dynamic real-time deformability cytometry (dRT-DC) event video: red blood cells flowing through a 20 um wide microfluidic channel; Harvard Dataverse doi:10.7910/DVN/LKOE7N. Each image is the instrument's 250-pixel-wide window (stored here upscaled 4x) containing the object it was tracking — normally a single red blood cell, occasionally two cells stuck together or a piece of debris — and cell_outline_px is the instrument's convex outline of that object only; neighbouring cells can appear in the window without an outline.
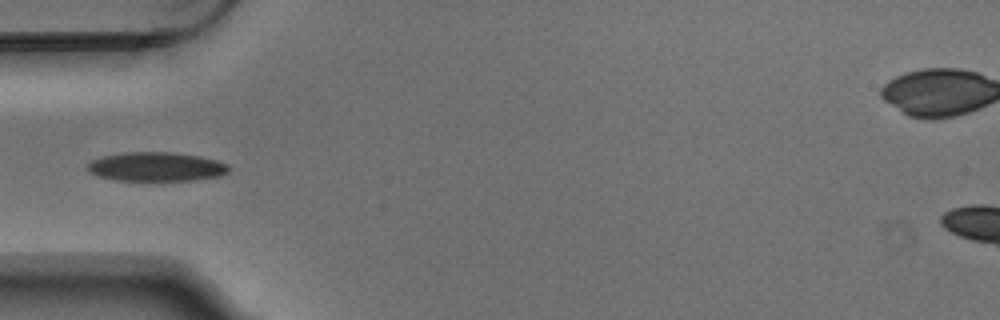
{"species": "Egyptian fruit bat (a non-hibernating species)", "species_latin": "Rousettus aegyptiacus", "temperature_condition": "warm", "stored_images_in_passage": 5, "camera_frame_rate_fps": 3000, "um_per_image_px": 0.085, "animal": {"sex": "male"}, "frame": {"image": 1, "passage_image": 2, "time_ms": 0.333, "image_size_px": [1000, 320], "cell_outline_px": [[232, 168], [228, 172], [220, 176], [196, 180], [112, 180], [96, 176], [88, 172], [88, 164], [92, 160], [104, 156], [124, 152], [172, 152], [200, 156], [216, 160], [228, 164]], "centroid_in_image_um": [13.3, 14.17], "position_along_channel_um": 71.7, "area_um2": 24.1}}
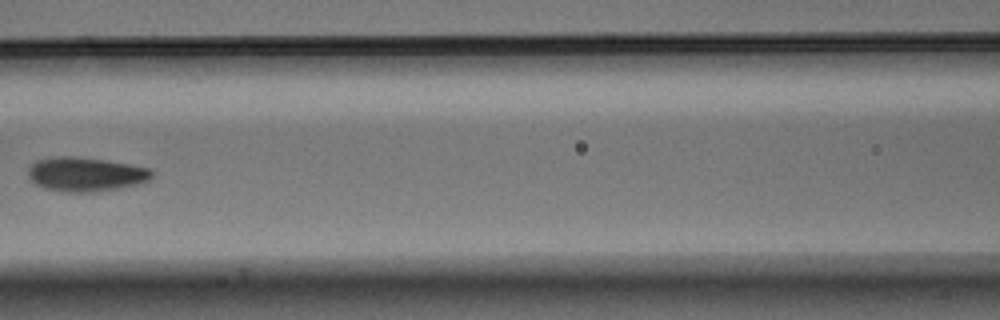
{"frame": {"image": 2, "passage_image": 4, "time_ms": 1.0, "image_size_px": [1000, 320], "cell_outline_px": [[152, 176], [144, 184], [92, 192], [64, 192], [44, 188], [28, 180], [28, 168], [36, 160], [56, 156], [76, 156], [104, 160], [152, 168]], "centroid_in_image_um": [7.27, 14.81], "position_along_channel_um": 159.3, "area_um2": 24.91}}
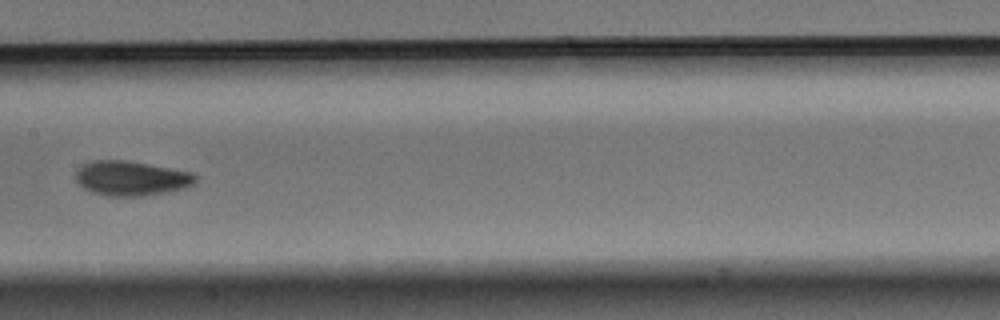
{"frame": {"image": 3, "passage_image": 5, "time_ms": 1.333, "image_size_px": [1000, 320], "cell_outline_px": [[196, 180], [188, 188], [144, 196], [108, 196], [92, 192], [84, 188], [76, 180], [76, 172], [80, 164], [92, 160], [124, 160], [148, 164], [192, 172], [196, 176]], "centroid_in_image_um": [11.14, 15.15], "position_along_channel_um": 196.3, "area_um2": 24.28}}